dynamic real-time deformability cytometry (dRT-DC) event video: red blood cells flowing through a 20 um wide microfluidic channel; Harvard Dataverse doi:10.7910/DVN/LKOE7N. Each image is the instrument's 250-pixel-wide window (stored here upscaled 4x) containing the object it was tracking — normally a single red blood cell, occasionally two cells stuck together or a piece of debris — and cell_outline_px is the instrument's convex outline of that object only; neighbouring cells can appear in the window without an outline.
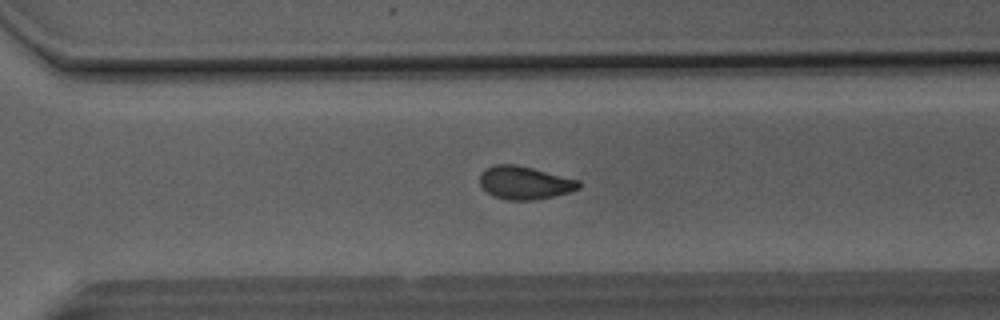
{"species": "Egyptian fruit bat (a non-hibernating species)", "species_latin": "Rousettus aegyptiacus", "temperature_condition": "room temperature", "stored_images_in_passage": 40, "camera_frame_rate_fps": 3000, "um_per_image_px": 0.085, "animal": {"sex": "male"}, "frame": {"image": 1, "passage_image": 25, "time_ms": 8.0, "image_size_px": [1000, 320], "cell_outline_px": [[580, 188], [568, 192], [536, 200], [508, 200], [492, 196], [480, 184], [480, 176], [484, 168], [496, 164], [516, 164], [580, 180]], "centroid_in_image_um": [44.58, 15.53], "position_along_channel_um": 326.0, "area_um2": 19.02}}
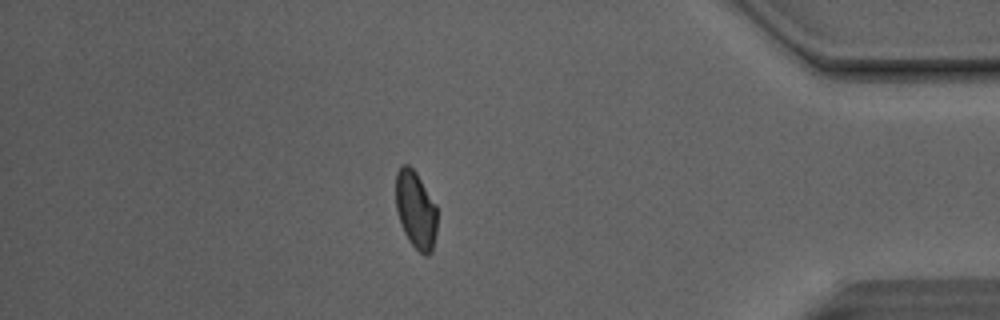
{"frame": {"image": 2, "passage_image": 33, "time_ms": 10.667, "image_size_px": [1000, 320], "cell_outline_px": [[436, 232], [432, 252], [428, 256], [424, 256], [408, 240], [404, 232], [396, 212], [396, 172], [400, 164], [408, 164], [416, 172], [436, 204]], "centroid_in_image_um": [35.33, 17.83], "position_along_channel_um": 399.9, "area_um2": 18.84}}
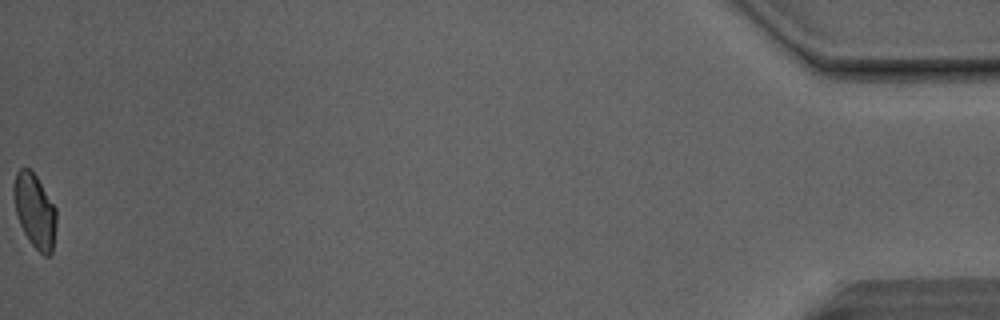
{"frame": {"image": 3, "passage_image": 40, "time_ms": 13.0, "image_size_px": [1000, 320], "cell_outline_px": [[56, 224], [52, 252], [48, 256], [44, 256], [28, 240], [20, 224], [16, 212], [12, 196], [12, 188], [16, 172], [20, 168], [28, 168], [36, 176], [56, 208]], "centroid_in_image_um": [2.94, 17.91], "position_along_channel_um": 432.3, "area_um2": 18.38}, "authors_computed_cell_mechanics": {"area_um2": 19.1607, "velocity_mm_per_s": 4.1528, "shape_relaxation_time_tau1_ms": null, "shape_relaxation_time_tau2_ms": 3.0331, "deformation_change_tau1": null, "deformation_change_tau2": 0.0889}}